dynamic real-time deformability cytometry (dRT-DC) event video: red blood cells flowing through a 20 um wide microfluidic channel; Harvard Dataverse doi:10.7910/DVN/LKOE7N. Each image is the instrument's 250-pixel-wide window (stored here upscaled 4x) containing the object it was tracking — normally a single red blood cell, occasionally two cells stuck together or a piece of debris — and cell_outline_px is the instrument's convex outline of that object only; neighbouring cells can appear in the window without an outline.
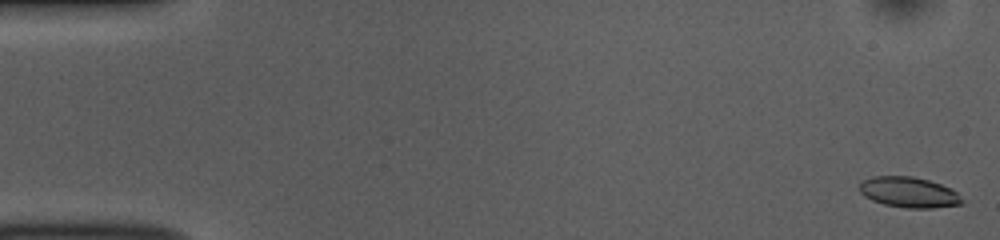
{"species": "common noctule bat (a hibernating species)", "species_latin": "Nyctalus noctula", "temperature_condition": "room temperature", "stored_images_in_passage": 54, "camera_frame_rate_fps": 3000, "um_per_image_px": 0.085, "animal": {"sex": "female", "body_mass_g": 10.0, "forearm_length_mm": 53.1}, "frame": {"image": 1, "passage_image": 1, "time_ms": 0.0, "image_size_px": [1000, 240], "cell_outline_px": [[964, 204], [932, 208], [904, 208], [884, 204], [872, 200], [864, 196], [860, 192], [860, 180], [872, 176], [912, 176], [928, 180], [940, 184], [956, 192], [964, 200]], "centroid_in_image_um": [77.23, 16.34], "position_along_channel_um": 7.8, "area_um2": 18.32}}
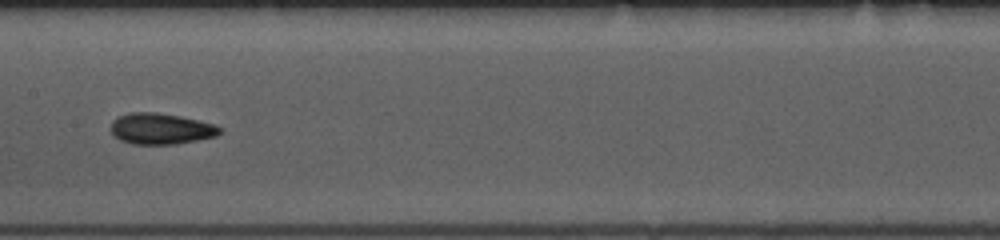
{"frame": {"image": 2, "passage_image": 27, "time_ms": 8.667, "image_size_px": [1000, 240], "cell_outline_px": [[224, 128], [216, 136], [176, 144], [132, 144], [120, 140], [112, 136], [112, 120], [120, 116], [132, 112], [156, 112], [180, 116], [212, 124]], "centroid_in_image_um": [13.66, 10.95], "position_along_channel_um": 193.7, "area_um2": 19.59}}
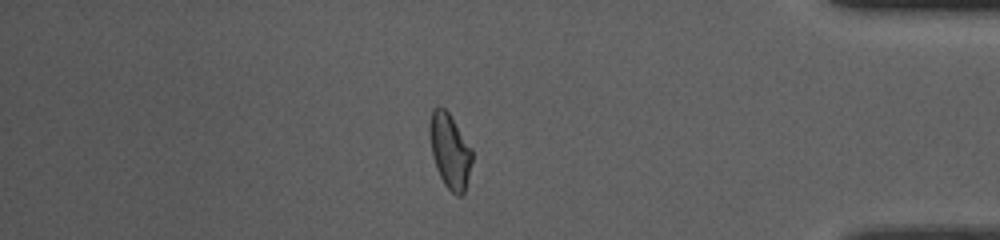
{"frame": {"image": 3, "passage_image": 46, "time_ms": 15.0, "image_size_px": [1000, 240], "cell_outline_px": [[472, 160], [464, 192], [460, 196], [456, 196], [444, 184], [436, 168], [432, 156], [428, 132], [428, 124], [432, 108], [436, 104], [440, 104], [448, 112], [472, 148]], "centroid_in_image_um": [38.2, 12.77], "position_along_channel_um": 397.0, "area_um2": 18.73}, "authors_computed_cell_mechanics": {"area_um2": 18.8428, "velocity_mm_per_s": 3.7189, "shape_relaxation_time_tau1_ms": 2.9661, "shape_relaxation_time_tau2_ms": 2.6932, "deformation_change_tau1": 0.1306, "deformation_change_tau2": 0.0944}}